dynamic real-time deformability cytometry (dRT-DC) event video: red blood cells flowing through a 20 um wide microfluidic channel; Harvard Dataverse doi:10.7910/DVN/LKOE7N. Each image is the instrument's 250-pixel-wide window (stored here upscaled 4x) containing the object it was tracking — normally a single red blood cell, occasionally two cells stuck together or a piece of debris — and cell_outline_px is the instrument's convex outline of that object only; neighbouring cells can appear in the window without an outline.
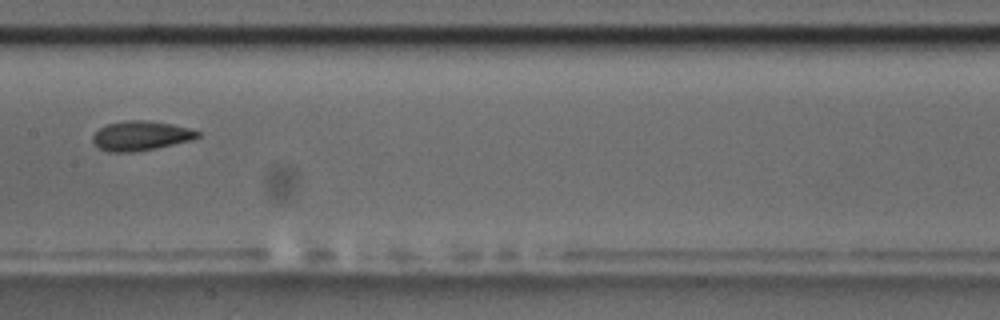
{"species": "common noctule bat (a hibernating species)", "species_latin": "Nyctalus noctula", "temperature_condition": "room temperature", "stored_images_in_passage": 7, "camera_frame_rate_fps": 3000, "um_per_image_px": 0.085, "animal": {"sex": "male", "body_mass_g": 17.5, "forearm_length_mm": 52.3}, "frame": {"image": 1, "passage_image": 5, "time_ms": 4.667, "image_size_px": [1000, 320], "cell_outline_px": [[200, 136], [192, 140], [156, 148], [132, 152], [108, 152], [100, 148], [92, 140], [92, 136], [100, 128], [108, 124], [124, 120], [144, 120], [172, 124], [188, 128], [200, 132]], "centroid_in_image_um": [11.97, 11.54], "position_along_channel_um": 195.4, "area_um2": 17.92}}
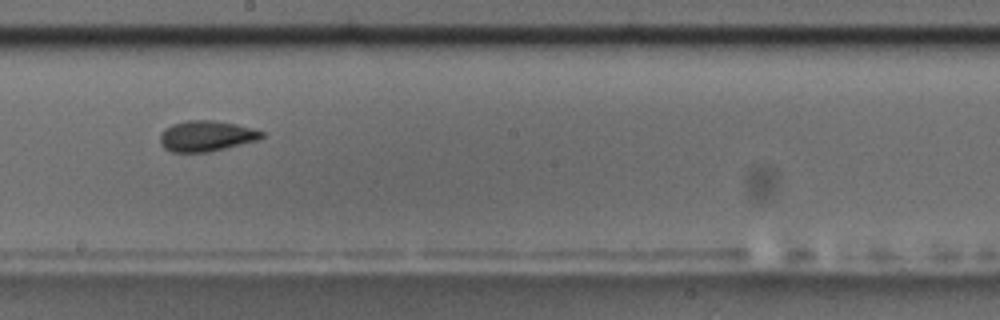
{"frame": {"image": 2, "passage_image": 6, "time_ms": 5.667, "image_size_px": [1000, 320], "cell_outline_px": [[264, 136], [260, 140], [208, 152], [172, 152], [164, 148], [160, 144], [160, 132], [164, 128], [172, 124], [188, 120], [212, 120], [236, 124], [252, 128], [264, 132]], "centroid_in_image_um": [17.53, 11.56], "position_along_channel_um": 230.7, "area_um2": 18.32}}
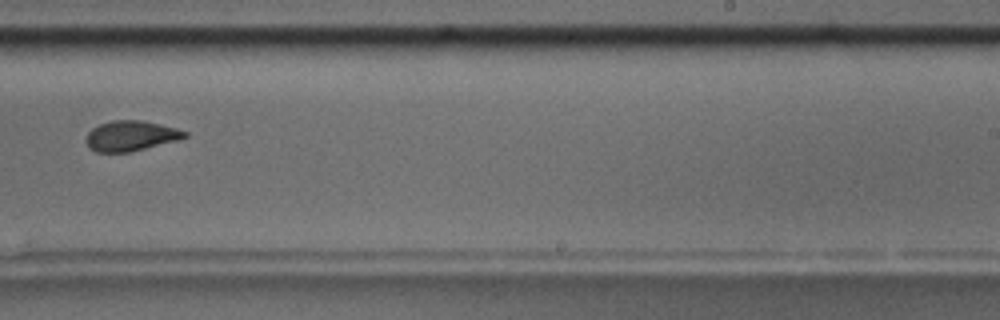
{"frame": {"image": 3, "passage_image": 7, "time_ms": 7.0, "image_size_px": [1000, 320], "cell_outline_px": [[188, 136], [180, 140], [128, 152], [96, 152], [88, 148], [84, 140], [84, 136], [92, 128], [100, 124], [112, 120], [140, 120], [160, 124], [176, 128], [188, 132]], "centroid_in_image_um": [11.09, 11.55], "position_along_channel_um": 277.9, "area_um2": 17.57}}